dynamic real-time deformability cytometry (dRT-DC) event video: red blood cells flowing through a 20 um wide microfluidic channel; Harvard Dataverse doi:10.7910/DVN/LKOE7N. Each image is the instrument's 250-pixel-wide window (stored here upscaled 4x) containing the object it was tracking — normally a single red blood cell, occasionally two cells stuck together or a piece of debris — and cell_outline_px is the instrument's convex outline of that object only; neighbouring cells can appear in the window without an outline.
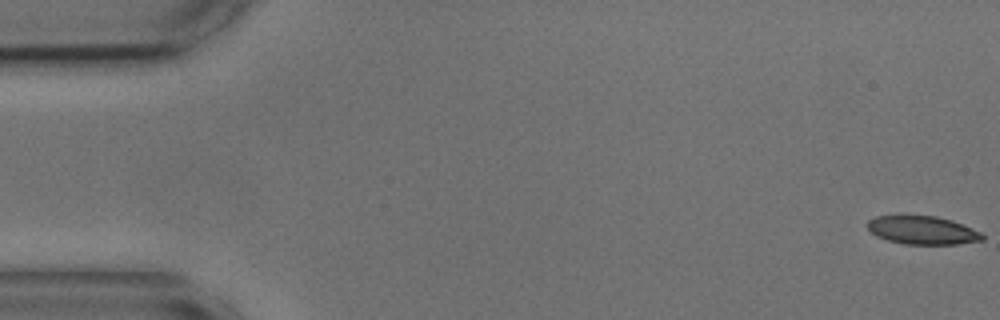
{"species": "common noctule bat (a hibernating species)", "species_latin": "Nyctalus noctula", "temperature_condition": "cold", "stored_images_in_passage": 55, "camera_frame_rate_fps": 3000, "um_per_image_px": 0.085, "animal": {"sex": "male", "body_mass_g": 17.9, "forearm_length_mm": 54.2}, "frame": {"image": 1, "passage_image": 1, "time_ms": 0.0, "image_size_px": [1000, 320], "cell_outline_px": [[984, 240], [956, 244], [904, 244], [888, 240], [876, 236], [868, 228], [868, 220], [876, 216], [900, 212], [936, 216], [952, 220], [972, 228], [980, 232], [984, 236]], "centroid_in_image_um": [78.36, 19.51], "position_along_channel_um": 6.6, "area_um2": 19.65}}
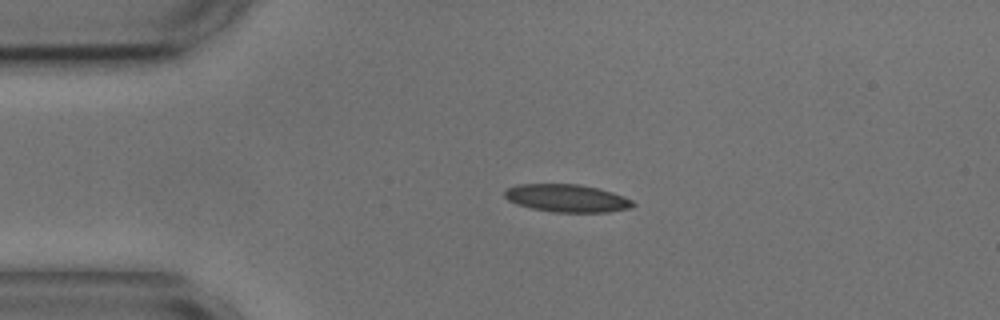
{"frame": {"image": 2, "passage_image": 12, "time_ms": 3.667, "image_size_px": [1000, 320], "cell_outline_px": [[636, 204], [632, 208], [608, 212], [552, 212], [532, 208], [516, 204], [508, 200], [504, 196], [504, 192], [508, 188], [516, 184], [580, 184], [612, 192], [624, 196], [632, 200]], "centroid_in_image_um": [48.2, 16.85], "position_along_channel_um": 36.8, "area_um2": 20.81}}
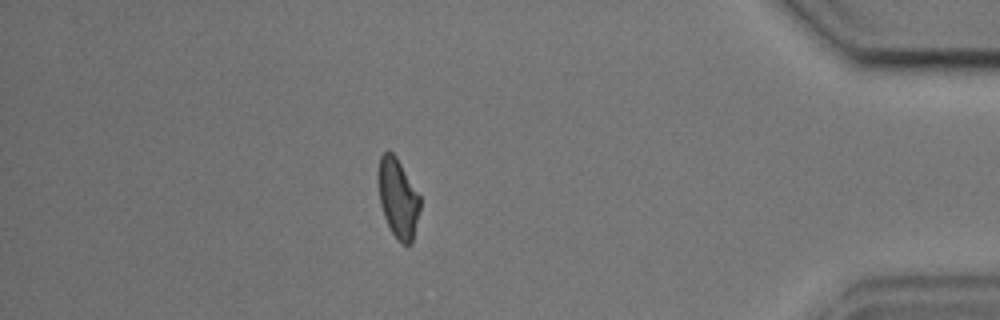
{"frame": {"image": 3, "passage_image": 48, "time_ms": 15.667, "image_size_px": [1000, 320], "cell_outline_px": [[420, 208], [412, 244], [404, 244], [392, 232], [384, 216], [380, 204], [376, 176], [380, 156], [388, 148], [396, 156], [420, 196]], "centroid_in_image_um": [33.8, 16.78], "position_along_channel_um": 401.4, "area_um2": 19.42}, "authors_computed_cell_mechanics": {"area_um2": 20.2878, "velocity_mm_per_s": 3.6301, "shape_relaxation_time_tau1_ms": 3.0429, "shape_relaxation_time_tau2_ms": 1.9184, "deformation_change_tau1": 0.1356, "deformation_change_tau2": 0.1042}}